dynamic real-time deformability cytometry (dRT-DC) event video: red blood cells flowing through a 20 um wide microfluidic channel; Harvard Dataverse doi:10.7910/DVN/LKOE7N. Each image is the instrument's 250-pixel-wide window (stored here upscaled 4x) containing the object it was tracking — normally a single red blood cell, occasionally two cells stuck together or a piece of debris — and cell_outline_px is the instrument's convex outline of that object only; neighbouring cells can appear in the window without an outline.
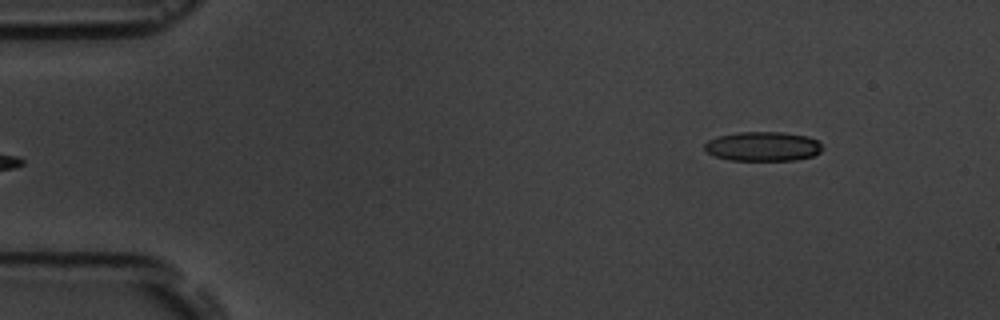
{"species": "common noctule bat (a hibernating species)", "species_latin": "Nyctalus noctula", "temperature_condition": "room temperature", "stored_images_in_passage": 4, "camera_frame_rate_fps": 3000, "um_per_image_px": 0.085, "animal": {"sex": "male", "body_mass_g": 19.5, "forearm_length_mm": 54.6}, "frame": {"image": 1, "passage_image": 4, "time_ms": 4.333, "image_size_px": [1000, 320], "cell_outline_px": [[824, 148], [820, 152], [812, 156], [796, 160], [728, 160], [716, 156], [708, 152], [704, 148], [704, 144], [708, 140], [716, 136], [740, 132], [784, 132], [808, 136], [816, 140]], "centroid_in_image_um": [64.85, 12.44], "position_along_channel_um": 20.2, "area_um2": 20.23}}